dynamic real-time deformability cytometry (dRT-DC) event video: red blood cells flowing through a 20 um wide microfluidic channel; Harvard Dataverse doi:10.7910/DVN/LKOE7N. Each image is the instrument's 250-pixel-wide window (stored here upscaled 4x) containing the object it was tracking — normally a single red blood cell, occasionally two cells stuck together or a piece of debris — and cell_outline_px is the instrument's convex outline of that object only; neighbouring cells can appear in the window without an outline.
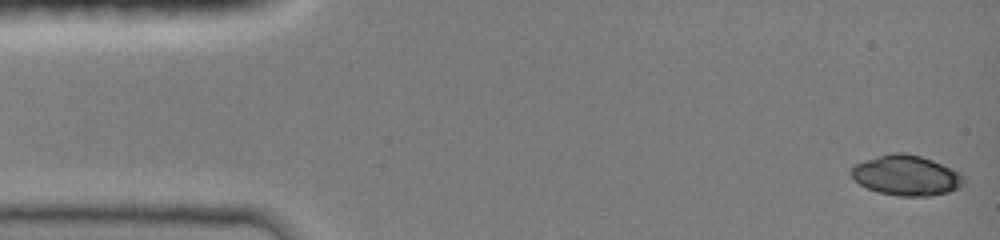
{"species": "common noctule bat (a hibernating species)", "species_latin": "Nyctalus noctula", "temperature_condition": "room temperature", "stored_images_in_passage": 27, "camera_frame_rate_fps": 3000, "um_per_image_px": 0.085, "animal": {"sex": "female", "body_mass_g": 19.0, "forearm_length_mm": 51.5}, "frame": {"image": 1, "passage_image": 1, "time_ms": 0.0, "image_size_px": [1000, 240], "cell_outline_px": [[964, 184], [960, 188], [948, 192], [928, 196], [900, 196], [880, 192], [868, 188], [860, 184], [848, 172], [856, 164], [864, 160], [892, 152], [904, 152], [920, 156], [932, 160], [960, 172], [964, 176]], "centroid_in_image_um": [77.05, 14.9], "position_along_channel_um": 7.9, "area_um2": 26.3}}
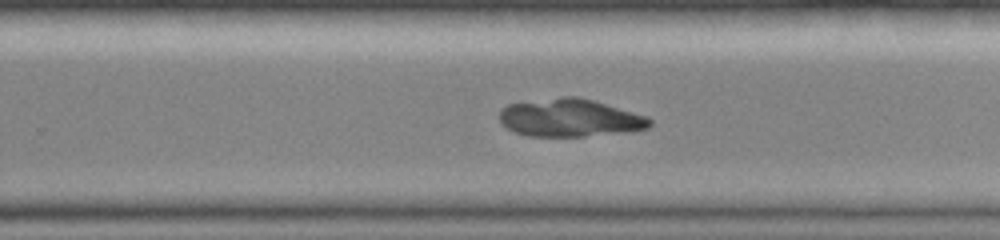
{"frame": {"image": 2, "passage_image": 17, "time_ms": 5.333, "image_size_px": [1000, 240], "cell_outline_px": [[652, 124], [648, 128], [632, 132], [584, 136], [528, 136], [516, 132], [500, 124], [500, 108], [508, 104], [560, 96], [576, 96], [592, 100], [648, 116], [652, 120]], "centroid_in_image_um": [48.46, 10.02], "position_along_channel_um": 281.3, "area_um2": 33.35}}
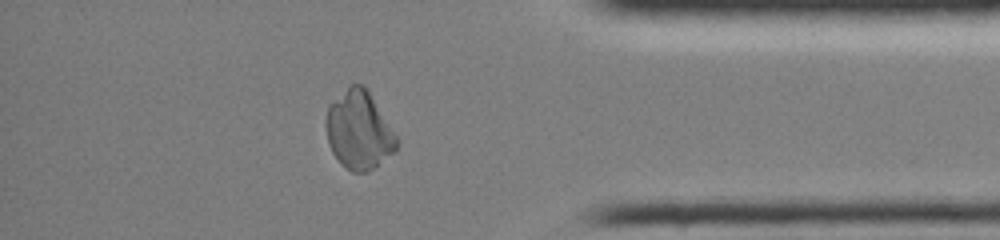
{"frame": {"image": 3, "passage_image": 25, "time_ms": 8.0, "image_size_px": [1000, 240], "cell_outline_px": [[400, 144], [396, 152], [368, 172], [352, 172], [340, 164], [332, 152], [328, 144], [324, 124], [324, 120], [328, 104], [352, 84], [364, 84], [400, 140]], "centroid_in_image_um": [30.51, 11.09], "position_along_channel_um": 404.7, "area_um2": 32.83}}